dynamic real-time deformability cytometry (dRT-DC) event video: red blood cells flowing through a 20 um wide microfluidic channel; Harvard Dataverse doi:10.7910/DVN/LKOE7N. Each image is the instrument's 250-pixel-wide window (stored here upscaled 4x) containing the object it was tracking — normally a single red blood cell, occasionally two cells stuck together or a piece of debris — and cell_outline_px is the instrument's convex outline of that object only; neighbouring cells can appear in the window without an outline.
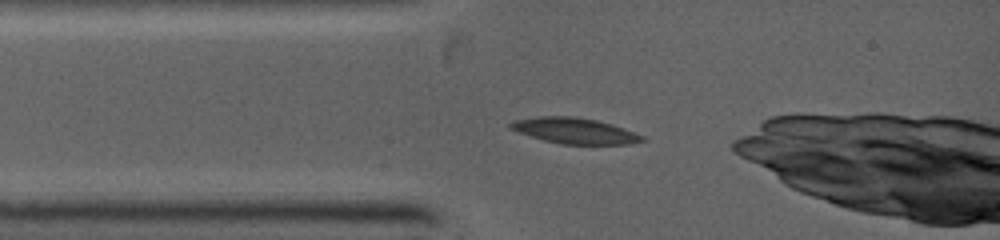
{"species": "common noctule bat (a hibernating species)", "species_latin": "Nyctalus noctula", "temperature_condition": "warm", "stored_images_in_passage": 3, "camera_frame_rate_fps": 5000, "um_per_image_px": 0.085, "animal": {"sex": "female", "body_mass_g": 19.0, "forearm_length_mm": 53.3}, "frame": {"image": 1, "passage_image": 1, "time_ms": 0.0, "image_size_px": [1000, 240], "cell_outline_px": [[648, 140], [628, 144], [560, 144], [544, 140], [508, 128], [508, 124], [512, 120], [540, 116], [572, 116], [596, 120], [612, 124], [624, 128], [644, 136]], "centroid_in_image_um": [48.85, 11.11], "position_along_channel_um": 36.1, "area_um2": 19.77}}
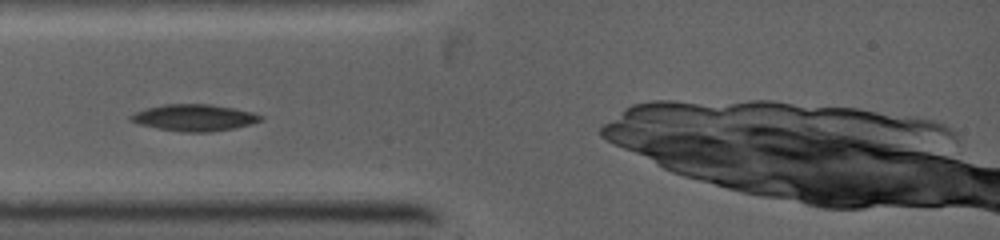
{"frame": {"image": 2, "passage_image": 2, "time_ms": 0.8, "image_size_px": [1000, 240], "cell_outline_px": [[264, 120], [232, 128], [208, 132], [180, 132], [156, 128], [140, 124], [128, 120], [128, 116], [144, 108], [164, 104], [208, 104], [232, 108], [252, 112], [264, 116]], "centroid_in_image_um": [16.46, 10.0], "position_along_channel_um": 68.5, "area_um2": 20.11}}